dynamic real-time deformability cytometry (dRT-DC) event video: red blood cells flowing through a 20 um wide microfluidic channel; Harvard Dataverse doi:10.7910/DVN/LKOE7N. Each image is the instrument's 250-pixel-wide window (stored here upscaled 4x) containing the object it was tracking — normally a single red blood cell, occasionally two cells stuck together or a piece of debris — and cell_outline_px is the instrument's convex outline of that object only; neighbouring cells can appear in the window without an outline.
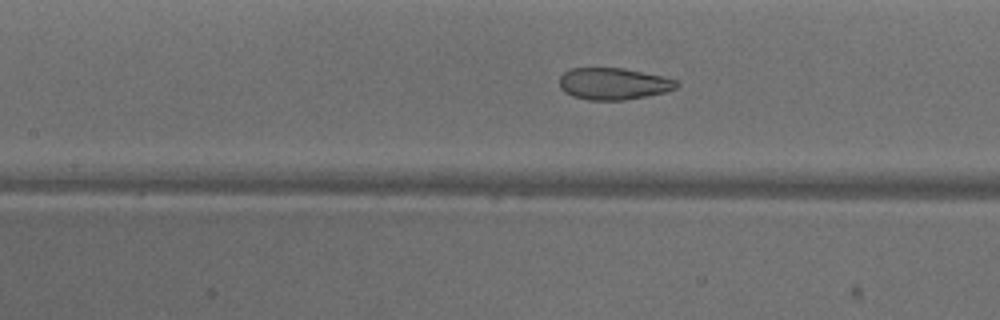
{"species": "common noctule bat (a hibernating species)", "species_latin": "Nyctalus noctula", "temperature_condition": "warm", "stored_images_in_passage": 38, "camera_frame_rate_fps": 3000, "um_per_image_px": 0.085, "animal": {"sex": "male", "body_mass_g": 18.8}, "frame": {"image": 1, "passage_image": 10, "time_ms": 3.0, "image_size_px": [1000, 320], "cell_outline_px": [[680, 84], [676, 88], [664, 92], [624, 100], [588, 100], [572, 96], [564, 92], [560, 88], [560, 76], [568, 68], [624, 68], [664, 76], [676, 80]], "centroid_in_image_um": [52.13, 7.11], "position_along_channel_um": 155.3, "area_um2": 21.79}}
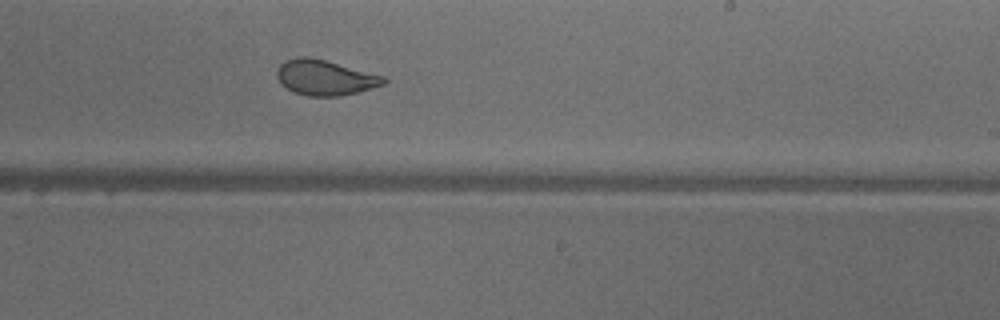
{"frame": {"image": 2, "passage_image": 18, "time_ms": 5.667, "image_size_px": [1000, 320], "cell_outline_px": [[388, 80], [384, 84], [356, 92], [340, 96], [308, 96], [296, 92], [280, 84], [276, 76], [276, 72], [280, 64], [284, 60], [296, 56], [308, 56], [324, 60], [384, 76]], "centroid_in_image_um": [27.58, 6.58], "position_along_channel_um": 261.4, "area_um2": 21.79}}
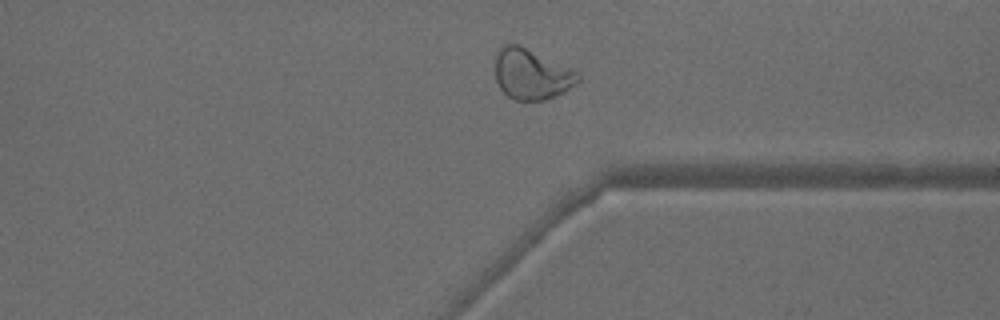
{"frame": {"image": 3, "passage_image": 26, "time_ms": 8.333, "image_size_px": [1000, 320], "cell_outline_px": [[580, 80], [564, 92], [544, 100], [516, 100], [508, 96], [500, 88], [496, 80], [496, 56], [500, 48], [504, 44], [520, 44], [576, 72], [580, 76]], "centroid_in_image_um": [45.15, 6.31], "position_along_channel_um": 366.2, "area_um2": 23.93}, "authors_computed_cell_mechanics": {"area_um2": 23.6113, "velocity_mm_per_s": 3.9899, "shape_relaxation_time_tau1_ms": null, "shape_relaxation_time_tau2_ms": 0.976, "deformation_change_tau1": null, "deformation_change_tau2": 0.064}}